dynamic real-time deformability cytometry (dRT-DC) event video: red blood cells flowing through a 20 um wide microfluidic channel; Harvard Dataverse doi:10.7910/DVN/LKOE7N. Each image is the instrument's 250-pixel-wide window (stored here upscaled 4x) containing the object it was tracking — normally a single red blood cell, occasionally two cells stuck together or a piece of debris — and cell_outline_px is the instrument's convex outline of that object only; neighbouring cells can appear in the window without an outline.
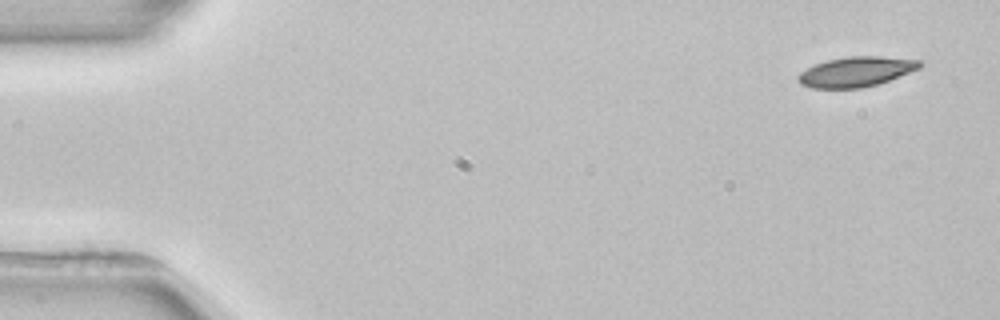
{"species": "common noctule bat (a hibernating species)", "species_latin": "Nyctalus noctula", "temperature_condition": "room temperature", "stored_images_in_passage": 2, "camera_frame_rate_fps": 3000, "um_per_image_px": 0.085, "animal": {"sex": "female", "body_mass_g": 22.7, "forearm_length_mm": 54.2}, "frame": {"image": 1, "passage_image": 1, "time_ms": 0.0, "image_size_px": [1000, 320], "cell_outline_px": [[924, 64], [920, 68], [888, 80], [876, 84], [860, 88], [812, 88], [800, 84], [796, 80], [796, 76], [800, 72], [816, 64], [828, 60], [848, 56], [880, 56], [920, 60]], "centroid_in_image_um": [72.75, 6.09], "position_along_channel_um": 12.3, "area_um2": 21.15}}